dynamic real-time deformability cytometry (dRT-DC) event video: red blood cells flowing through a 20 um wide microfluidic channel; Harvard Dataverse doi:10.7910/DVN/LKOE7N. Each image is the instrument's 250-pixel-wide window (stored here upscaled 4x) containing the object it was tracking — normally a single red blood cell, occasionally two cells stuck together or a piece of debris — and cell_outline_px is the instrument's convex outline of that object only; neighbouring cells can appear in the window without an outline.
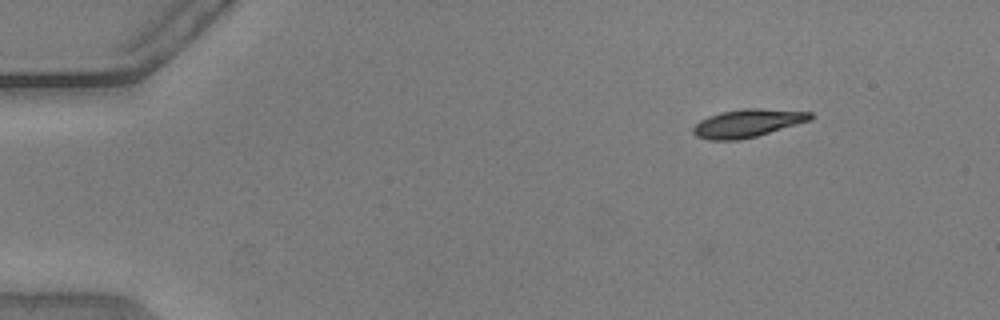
{"species": "common noctule bat (a hibernating species)", "species_latin": "Nyctalus noctula", "temperature_condition": "warm", "stored_images_in_passage": 49, "segment_of_instrument_passage": [1, 2], "camera_frame_rate_fps": 3000, "um_per_image_px": 0.085, "animal": {"sex": "male", "body_mass_g": 20.5, "forearm_length_mm": 52.5}, "frame": {"image": 1, "passage_image": 1, "time_ms": 0.0, "image_size_px": [1000, 320], "cell_outline_px": [[812, 120], [756, 136], [740, 140], [708, 140], [696, 136], [692, 132], [692, 128], [700, 120], [708, 116], [720, 112], [744, 108], [760, 108], [812, 112]], "centroid_in_image_um": [63.52, 10.47], "position_along_channel_um": 21.5, "area_um2": 19.19}}
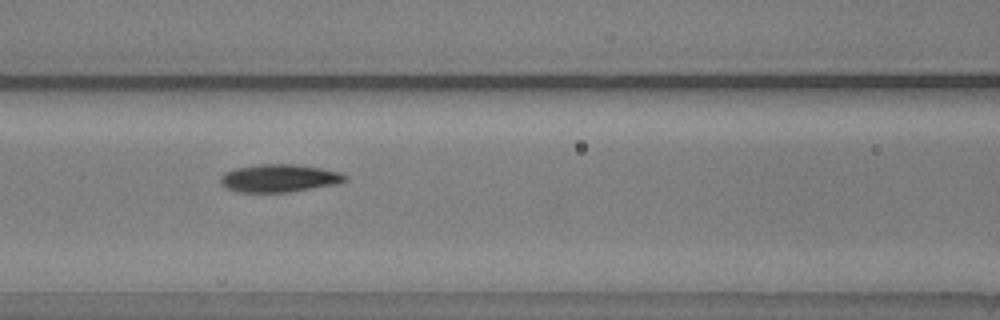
{"frame": {"image": 2, "passage_image": 18, "time_ms": 5.667, "image_size_px": [1000, 320], "cell_outline_px": [[348, 180], [336, 184], [288, 192], [236, 192], [224, 188], [220, 184], [220, 176], [224, 172], [236, 168], [260, 164], [296, 164], [320, 168], [340, 172], [348, 176]], "centroid_in_image_um": [23.7, 15.15], "position_along_channel_um": 142.9, "area_um2": 20.35}}
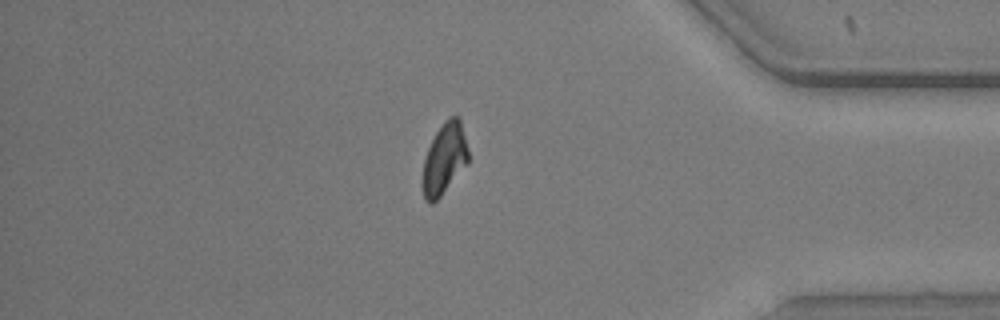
{"frame": {"image": 3, "passage_image": 40, "time_ms": 13.0, "image_size_px": [1000, 320], "cell_outline_px": [[468, 164], [440, 196], [432, 204], [428, 204], [424, 200], [424, 160], [428, 148], [436, 132], [444, 120], [448, 116], [460, 116], [468, 148]], "centroid_in_image_um": [37.81, 13.45], "position_along_channel_um": 397.4, "area_um2": 18.79}}